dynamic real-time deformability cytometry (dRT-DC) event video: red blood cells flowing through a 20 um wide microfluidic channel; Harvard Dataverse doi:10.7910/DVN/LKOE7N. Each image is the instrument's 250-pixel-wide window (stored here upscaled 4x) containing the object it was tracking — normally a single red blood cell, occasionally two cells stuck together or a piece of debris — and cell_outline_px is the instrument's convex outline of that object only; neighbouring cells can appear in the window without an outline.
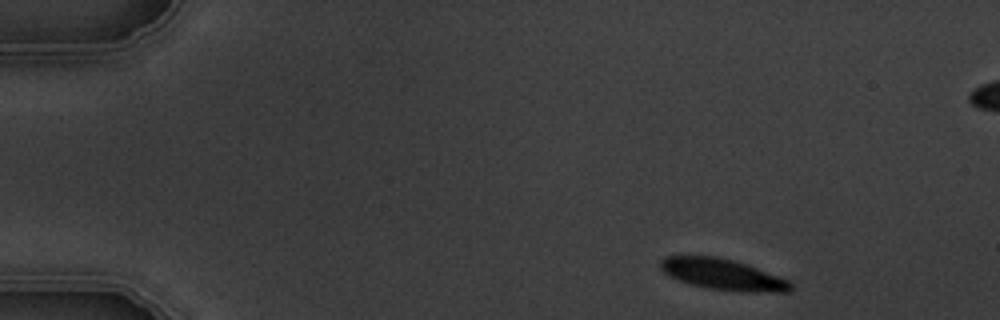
{"species": "common noctule bat (a hibernating species)", "species_latin": "Nyctalus noctula", "temperature_condition": "warm", "stored_images_in_passage": 4, "camera_frame_rate_fps": 3000, "um_per_image_px": 0.085, "animal": {"sex": "male", "body_mass_g": 19.5, "forearm_length_mm": 54.6}, "frame": {"image": 1, "passage_image": 1, "time_ms": 0.0, "image_size_px": [1000, 320], "cell_outline_px": [[792, 292], [740, 292], [708, 288], [692, 284], [680, 280], [664, 272], [660, 268], [660, 260], [664, 256], [716, 256], [732, 260], [756, 268], [788, 280], [792, 284]], "centroid_in_image_um": [61.45, 23.33], "position_along_channel_um": 23.6, "area_um2": 23.24}}
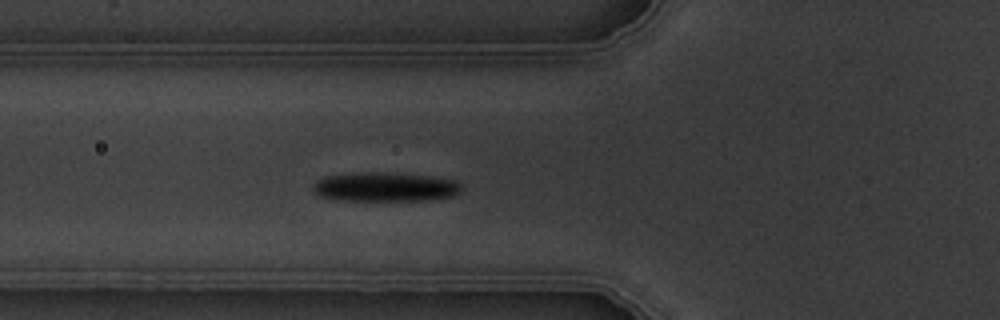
{"frame": {"image": 2, "passage_image": 4, "time_ms": 4.333, "image_size_px": [1000, 320], "cell_outline_px": [[464, 188], [460, 192], [452, 196], [428, 200], [340, 200], [320, 196], [312, 188], [312, 184], [316, 180], [328, 176], [372, 172], [432, 176], [456, 180]], "centroid_in_image_um": [32.78, 15.9], "position_along_channel_um": 93.0, "area_um2": 24.97}}